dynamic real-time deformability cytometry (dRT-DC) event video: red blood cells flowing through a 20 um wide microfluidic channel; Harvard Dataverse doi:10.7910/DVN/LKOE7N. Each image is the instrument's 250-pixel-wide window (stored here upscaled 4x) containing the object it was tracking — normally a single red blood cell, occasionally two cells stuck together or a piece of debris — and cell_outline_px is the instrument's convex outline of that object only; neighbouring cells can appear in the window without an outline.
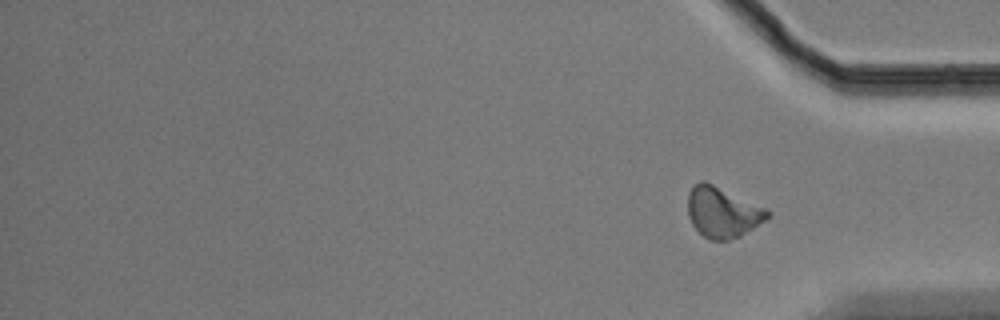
{"species": "Egyptian fruit bat (a non-hibernating species)", "species_latin": "Rousettus aegyptiacus", "temperature_condition": "cold", "stored_images_in_passage": 13, "segment_of_instrument_passage": [2, 2], "camera_frame_rate_fps": 3000, "um_per_image_px": 0.085, "animal": {"sex": "male"}, "frame": {"image": 1, "passage_image": 13, "time_ms": 4.0, "image_size_px": [1000, 320], "cell_outline_px": [[772, 216], [740, 236], [728, 240], [708, 240], [692, 224], [688, 216], [688, 192], [700, 180], [704, 180], [768, 208], [772, 212]], "centroid_in_image_um": [61.45, 18.03], "position_along_channel_um": 373.8, "area_um2": 23.64}}